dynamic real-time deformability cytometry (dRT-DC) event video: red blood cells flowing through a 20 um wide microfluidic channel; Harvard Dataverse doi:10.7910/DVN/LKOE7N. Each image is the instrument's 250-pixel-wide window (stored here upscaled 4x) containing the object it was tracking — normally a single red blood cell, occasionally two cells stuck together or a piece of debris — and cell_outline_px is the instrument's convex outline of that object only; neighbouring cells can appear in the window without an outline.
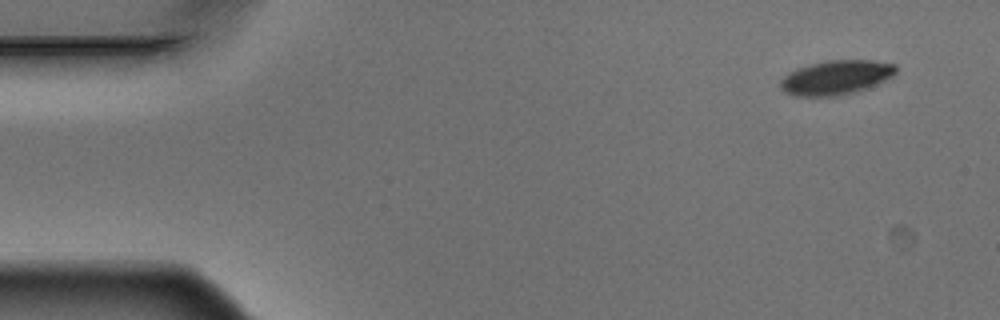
{"species": "Egyptian fruit bat (a non-hibernating species)", "species_latin": "Rousettus aegyptiacus", "temperature_condition": "warm", "stored_images_in_passage": 4, "camera_frame_rate_fps": 3000, "um_per_image_px": 0.085, "animal": {"sex": "male"}, "frame": {"image": 1, "passage_image": 1, "time_ms": 0.0, "image_size_px": [1000, 320], "cell_outline_px": [[896, 72], [892, 76], [868, 88], [840, 96], [792, 96], [784, 92], [780, 88], [780, 80], [784, 76], [800, 68], [812, 64], [828, 60], [872, 60], [896, 64]], "centroid_in_image_um": [71.07, 6.6], "position_along_channel_um": 13.9, "area_um2": 23.0}}
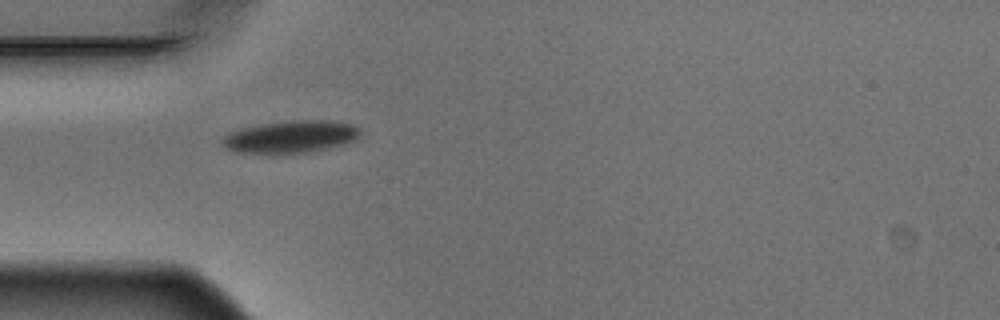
{"frame": {"image": 2, "passage_image": 4, "time_ms": 1.0, "image_size_px": [1000, 320], "cell_outline_px": [[360, 136], [356, 140], [344, 144], [308, 152], [236, 152], [228, 148], [220, 140], [224, 136], [232, 132], [244, 128], [264, 124], [292, 120], [328, 120], [352, 124], [360, 128]], "centroid_in_image_um": [24.79, 11.6], "position_along_channel_um": 60.2, "area_um2": 25.32}}